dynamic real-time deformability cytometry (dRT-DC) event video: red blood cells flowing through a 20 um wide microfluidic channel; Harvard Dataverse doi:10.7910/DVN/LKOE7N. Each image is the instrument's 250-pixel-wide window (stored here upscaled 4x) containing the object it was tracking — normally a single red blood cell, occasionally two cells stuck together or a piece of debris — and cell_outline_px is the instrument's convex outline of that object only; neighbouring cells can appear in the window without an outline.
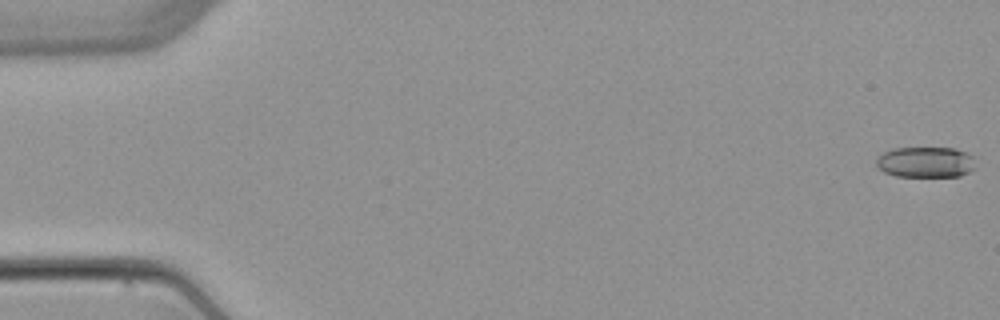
{"species": "common noctule bat (a hibernating species)", "species_latin": "Nyctalus noctula", "temperature_condition": "warm", "stored_images_in_passage": 5, "camera_frame_rate_fps": 3000, "um_per_image_px": 0.085, "animal": {"sex": "female", "body_mass_g": 22.7, "forearm_length_mm": 54.2}, "frame": {"image": 1, "passage_image": 1, "time_ms": 0.0, "image_size_px": [1000, 320], "cell_outline_px": [[976, 168], [960, 176], [896, 176], [884, 172], [876, 164], [876, 156], [892, 148], [956, 148], [976, 156]], "centroid_in_image_um": [78.72, 13.77], "position_along_channel_um": 6.3, "area_um2": 18.09}}
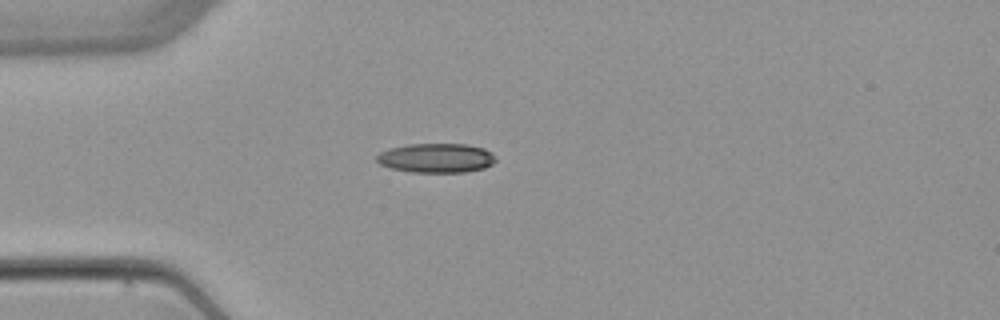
{"frame": {"image": 2, "passage_image": 5, "time_ms": 4.667, "image_size_px": [1000, 320], "cell_outline_px": [[496, 160], [492, 164], [484, 168], [464, 172], [412, 172], [392, 168], [380, 164], [376, 160], [376, 156], [380, 152], [388, 148], [408, 144], [468, 144], [484, 148], [492, 152]], "centroid_in_image_um": [37.08, 13.42], "position_along_channel_um": 47.9, "area_um2": 20.4}}